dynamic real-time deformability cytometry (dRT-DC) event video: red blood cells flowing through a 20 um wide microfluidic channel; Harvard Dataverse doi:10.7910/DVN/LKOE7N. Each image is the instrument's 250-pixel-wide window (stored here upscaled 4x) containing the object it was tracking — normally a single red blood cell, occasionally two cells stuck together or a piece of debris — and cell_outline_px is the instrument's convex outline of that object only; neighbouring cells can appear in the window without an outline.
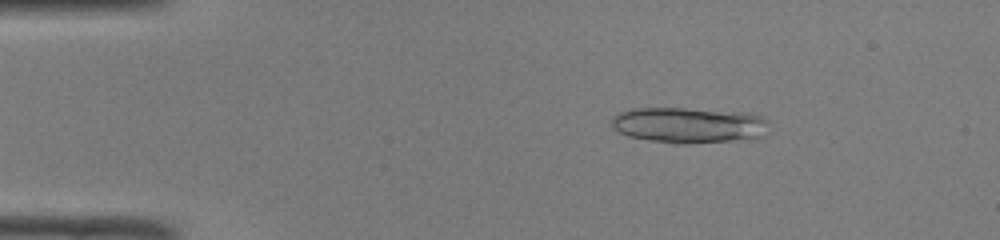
{"species": "common noctule bat (a hibernating species)", "species_latin": "Nyctalus noctula", "temperature_condition": "room temperature", "stored_images_in_passage": 48, "camera_frame_rate_fps": 3000, "um_per_image_px": 0.085, "animal": {"sex": "male", "body_mass_g": 19.0, "forearm_length_mm": 50.8}, "frame": {"image": 1, "passage_image": 8, "time_ms": 2.333, "image_size_px": [1000, 240], "cell_outline_px": [[768, 136], [732, 140], [684, 144], [676, 144], [648, 140], [628, 136], [612, 128], [612, 120], [620, 112], [632, 108], [684, 108], [748, 112], [764, 116], [768, 120]], "centroid_in_image_um": [58.62, 10.63], "position_along_channel_um": 26.4, "area_um2": 33.12}, "authors_computed_cell_mechanics": {"area_um2": 24.565, "velocity_mm_per_s": 4.1266, "shape_relaxation_time_tau1_ms": null, "shape_relaxation_time_tau2_ms": 1.9344, "deformation_change_tau1": null, "deformation_change_tau2": 0.1023}}